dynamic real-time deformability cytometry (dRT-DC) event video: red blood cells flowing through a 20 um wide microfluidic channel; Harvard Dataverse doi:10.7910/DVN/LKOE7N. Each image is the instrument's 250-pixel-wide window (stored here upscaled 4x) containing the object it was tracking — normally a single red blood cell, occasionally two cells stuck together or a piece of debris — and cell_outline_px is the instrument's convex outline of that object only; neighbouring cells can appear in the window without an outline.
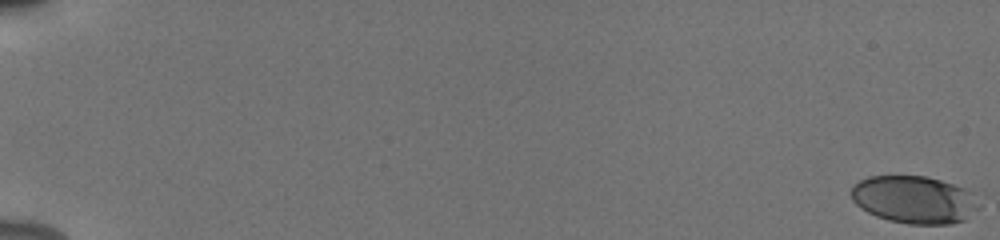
{"species": "human", "species_latin": "Homo sapiens", "temperature_condition": "cold", "stored_images_in_passage": 56, "camera_frame_rate_fps": 3000, "um_per_image_px": 0.085, "donor": {"sex": "male"}, "frame": {"image": 1, "passage_image": 1, "time_ms": 0.0, "image_size_px": [1000, 240], "cell_outline_px": [[984, 192], [980, 208], [964, 220], [952, 224], [908, 224], [888, 220], [876, 216], [860, 208], [852, 200], [852, 184], [868, 176], [924, 176], [940, 180]], "centroid_in_image_um": [77.85, 16.96], "position_along_channel_um": 7.2, "area_um2": 36.53}}
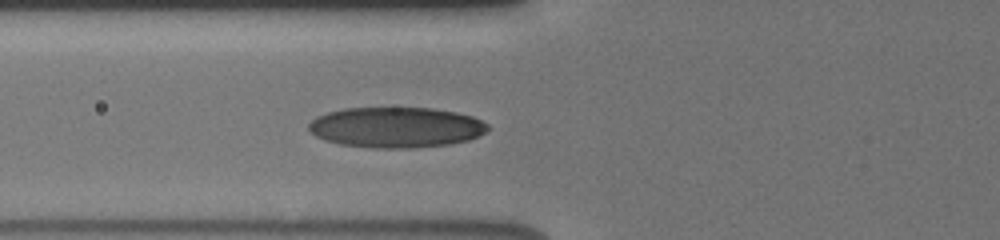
{"frame": {"image": 2, "passage_image": 24, "time_ms": 7.667, "image_size_px": [1000, 240], "cell_outline_px": [[488, 128], [484, 132], [468, 140], [448, 144], [416, 148], [372, 148], [340, 144], [324, 140], [316, 136], [308, 128], [308, 124], [316, 116], [328, 112], [344, 108], [432, 108], [456, 112], [472, 116], [488, 124]], "centroid_in_image_um": [33.63, 10.82], "position_along_channel_um": 92.2, "area_um2": 42.25}}
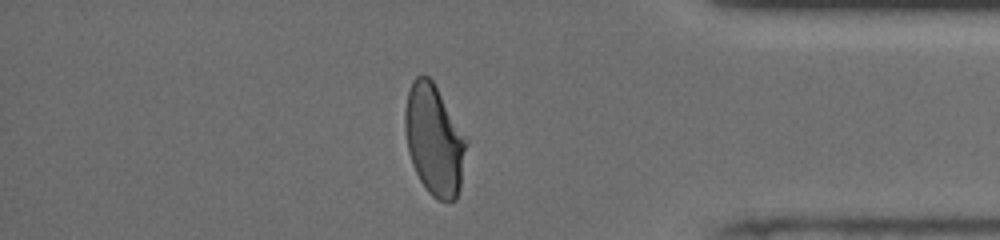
{"frame": {"image": 3, "passage_image": 49, "time_ms": 16.0, "image_size_px": [1000, 240], "cell_outline_px": [[468, 144], [460, 188], [456, 200], [436, 200], [428, 192], [420, 180], [412, 164], [408, 152], [404, 132], [404, 112], [408, 92], [412, 80], [416, 76], [428, 76], [432, 80], [468, 140]], "centroid_in_image_um": [36.9, 11.91], "position_along_channel_um": 398.3, "area_um2": 39.65}, "authors_computed_cell_mechanics": {"area_um2": 39.6508, "velocity_mm_per_s": 3.8863, "shape_relaxation_time_tau1_ms": 4.703, "shape_relaxation_time_tau2_ms": 0.8515, "deformation_change_tau1": 0.1784, "deformation_change_tau2": 0.0564}}